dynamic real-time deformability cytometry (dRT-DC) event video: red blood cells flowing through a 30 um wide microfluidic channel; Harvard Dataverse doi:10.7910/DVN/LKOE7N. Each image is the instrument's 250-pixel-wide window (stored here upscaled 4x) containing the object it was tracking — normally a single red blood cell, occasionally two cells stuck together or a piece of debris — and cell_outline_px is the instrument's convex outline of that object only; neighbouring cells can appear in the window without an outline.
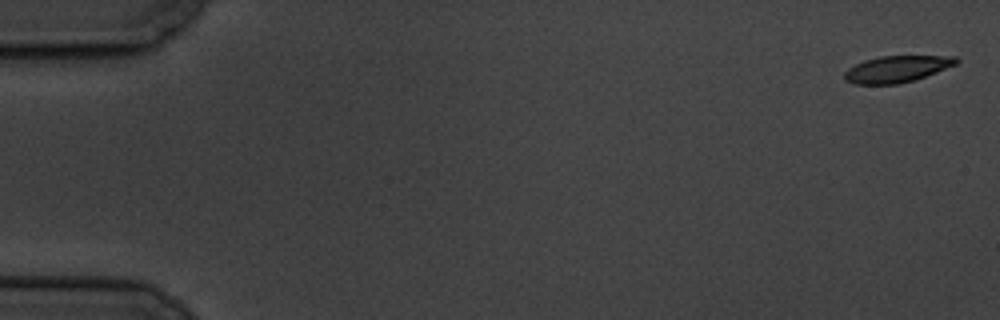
{"species": "common noctule bat (a hibernating species)", "species_latin": "Nyctalus noctula", "temperature_condition": "cold", "stored_images_in_passage": 6, "camera_frame_rate_fps": 3000, "um_per_image_px": 0.085, "animal": {"sex": "male", "body_mass_g": 19.5, "forearm_length_mm": 54.6}, "frame": {"image": 1, "passage_image": 1, "time_ms": 0.0, "image_size_px": [1000, 320], "cell_outline_px": [[960, 60], [956, 64], [936, 72], [900, 84], [856, 84], [844, 80], [844, 72], [848, 68], [864, 60], [880, 56], [956, 56]], "centroid_in_image_um": [76.21, 5.86], "position_along_channel_um": 8.8, "area_um2": 17.17}}